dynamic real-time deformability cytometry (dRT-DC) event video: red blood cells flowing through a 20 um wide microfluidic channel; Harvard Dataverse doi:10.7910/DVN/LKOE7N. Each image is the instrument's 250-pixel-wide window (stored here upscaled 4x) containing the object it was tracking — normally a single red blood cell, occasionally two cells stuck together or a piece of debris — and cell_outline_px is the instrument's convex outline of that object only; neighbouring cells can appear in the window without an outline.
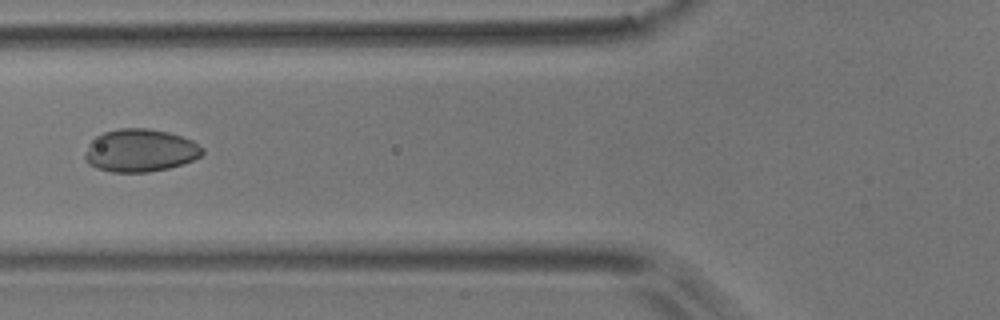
{"species": "common noctule bat (a hibernating species)", "species_latin": "Nyctalus noctula", "temperature_condition": "room temperature", "stored_images_in_passage": 9, "camera_frame_rate_fps": 3000, "um_per_image_px": 0.085, "animal": {"sex": "male", "body_mass_g": 17.9}, "frame": {"image": 1, "passage_image": 6, "time_ms": 1.667, "image_size_px": [1000, 320], "cell_outline_px": [[204, 152], [200, 156], [192, 160], [168, 168], [148, 172], [112, 172], [96, 168], [88, 164], [84, 160], [84, 156], [88, 144], [96, 136], [104, 132], [120, 128], [148, 128], [168, 132], [192, 140], [204, 148]], "centroid_in_image_um": [11.89, 12.79], "position_along_channel_um": 113.9, "area_um2": 29.3}}
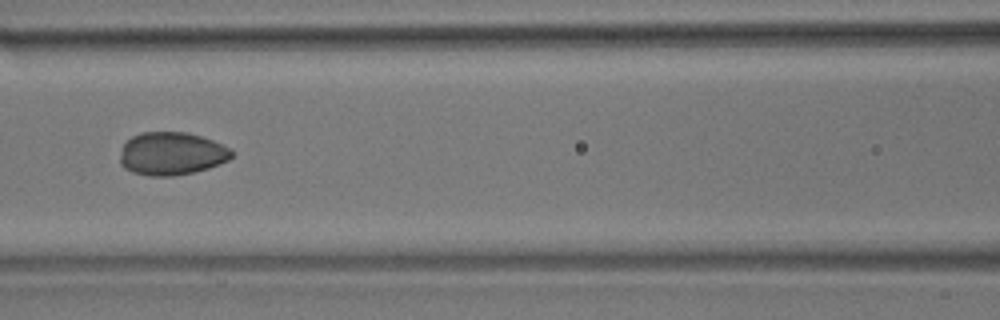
{"frame": {"image": 2, "passage_image": 7, "time_ms": 2.0, "image_size_px": [1000, 320], "cell_outline_px": [[232, 156], [228, 160], [220, 164], [208, 168], [192, 172], [172, 176], [152, 176], [132, 172], [124, 168], [120, 164], [120, 156], [124, 144], [132, 136], [140, 132], [188, 132], [212, 140], [228, 148], [232, 152]], "centroid_in_image_um": [14.56, 13.06], "position_along_channel_um": 152.0, "area_um2": 27.8}}
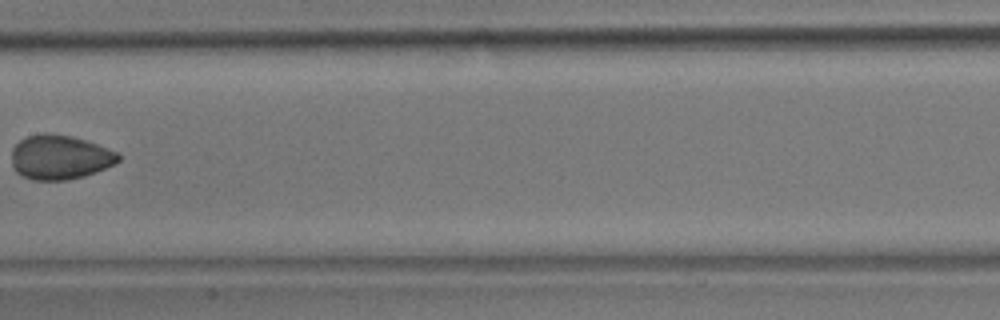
{"frame": {"image": 3, "passage_image": 8, "time_ms": 2.333, "image_size_px": [1000, 320], "cell_outline_px": [[120, 160], [116, 164], [84, 176], [64, 180], [32, 180], [20, 176], [12, 168], [12, 148], [20, 140], [28, 136], [44, 132], [48, 132], [72, 136], [120, 152]], "centroid_in_image_um": [5.08, 13.36], "position_along_channel_um": 202.3, "area_um2": 27.92}}